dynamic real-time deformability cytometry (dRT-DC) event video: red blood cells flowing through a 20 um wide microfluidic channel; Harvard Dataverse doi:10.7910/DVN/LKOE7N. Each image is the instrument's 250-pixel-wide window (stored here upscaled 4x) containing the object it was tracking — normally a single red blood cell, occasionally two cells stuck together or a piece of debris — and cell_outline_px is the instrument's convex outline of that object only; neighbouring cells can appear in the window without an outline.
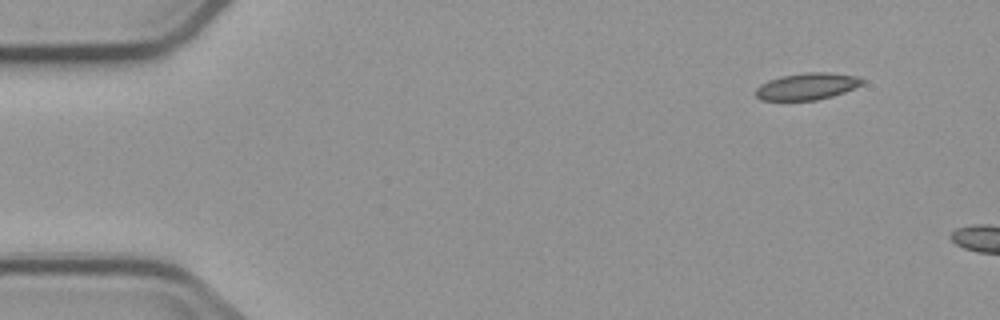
{"species": "common noctule bat (a hibernating species)", "species_latin": "Nyctalus noctula", "temperature_condition": "cold", "stored_images_in_passage": 4, "segment_of_instrument_passage": [2, 2], "camera_frame_rate_fps": 3000, "um_per_image_px": 0.085, "animal": {"sex": "male", "body_mass_g": 23.1, "forearm_length_mm": 52.7}, "frame": {"image": 1, "passage_image": 4, "time_ms": 3.667, "image_size_px": [1000, 320], "cell_outline_px": [[864, 84], [844, 92], [832, 96], [816, 100], [760, 100], [756, 96], [756, 88], [760, 84], [768, 80], [780, 76], [804, 72], [828, 72], [856, 76], [864, 80]], "centroid_in_image_um": [68.59, 7.33], "position_along_channel_um": 16.4, "area_um2": 16.7}}